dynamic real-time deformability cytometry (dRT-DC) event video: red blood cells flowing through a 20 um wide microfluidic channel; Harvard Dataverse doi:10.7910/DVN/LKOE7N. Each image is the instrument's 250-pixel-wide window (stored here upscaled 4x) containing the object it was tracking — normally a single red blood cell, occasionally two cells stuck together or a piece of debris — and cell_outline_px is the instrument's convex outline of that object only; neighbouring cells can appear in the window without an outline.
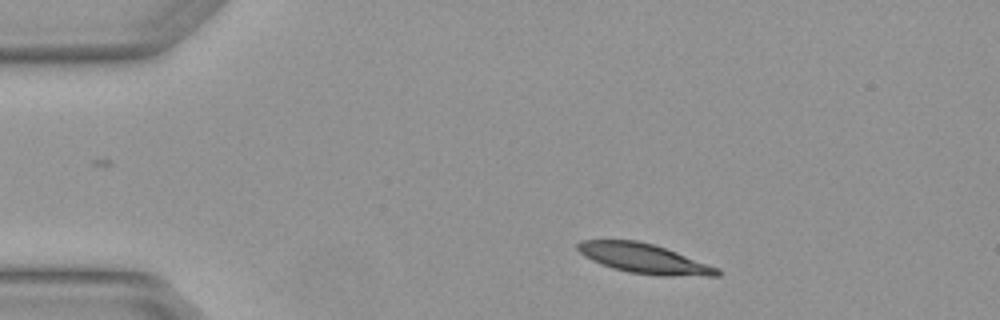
{"species": "Egyptian fruit bat (a non-hibernating species)", "species_latin": "Rousettus aegyptiacus", "temperature_condition": "warm", "stored_images_in_passage": 2, "camera_frame_rate_fps": 3000, "um_per_image_px": 0.085, "animal": {"sex": "female"}, "frame": {"image": 1, "passage_image": 1, "time_ms": 0.0, "image_size_px": [1000, 320], "cell_outline_px": [[720, 276], [664, 276], [628, 272], [612, 268], [600, 264], [584, 256], [576, 248], [576, 244], [580, 240], [636, 240], [652, 244], [676, 252], [720, 268]], "centroid_in_image_um": [54.74, 21.98], "position_along_channel_um": 30.3, "area_um2": 24.1}}